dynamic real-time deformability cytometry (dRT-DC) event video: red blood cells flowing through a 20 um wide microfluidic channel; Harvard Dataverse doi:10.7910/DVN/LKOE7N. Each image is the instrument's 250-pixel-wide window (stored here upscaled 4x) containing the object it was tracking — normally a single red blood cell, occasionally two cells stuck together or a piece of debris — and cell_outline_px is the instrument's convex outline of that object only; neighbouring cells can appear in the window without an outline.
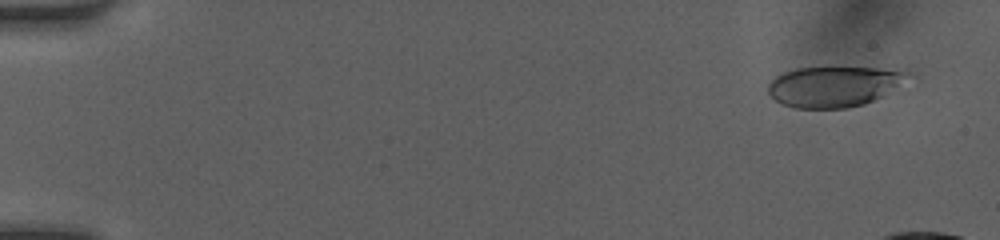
{"species": "human", "species_latin": "Homo sapiens", "temperature_condition": "room temperature", "stored_images_in_passage": 16, "camera_frame_rate_fps": 3000, "um_per_image_px": 0.085, "donor": {"sex": "female"}, "frame": {"image": 1, "passage_image": 3, "time_ms": 0.667, "image_size_px": [1000, 240], "cell_outline_px": [[908, 72], [896, 84], [880, 96], [864, 104], [844, 108], [796, 108], [784, 104], [776, 100], [768, 92], [768, 84], [776, 76], [784, 72], [796, 68], [876, 68]], "centroid_in_image_um": [70.72, 7.36], "position_along_channel_um": 14.3, "area_um2": 31.67}}